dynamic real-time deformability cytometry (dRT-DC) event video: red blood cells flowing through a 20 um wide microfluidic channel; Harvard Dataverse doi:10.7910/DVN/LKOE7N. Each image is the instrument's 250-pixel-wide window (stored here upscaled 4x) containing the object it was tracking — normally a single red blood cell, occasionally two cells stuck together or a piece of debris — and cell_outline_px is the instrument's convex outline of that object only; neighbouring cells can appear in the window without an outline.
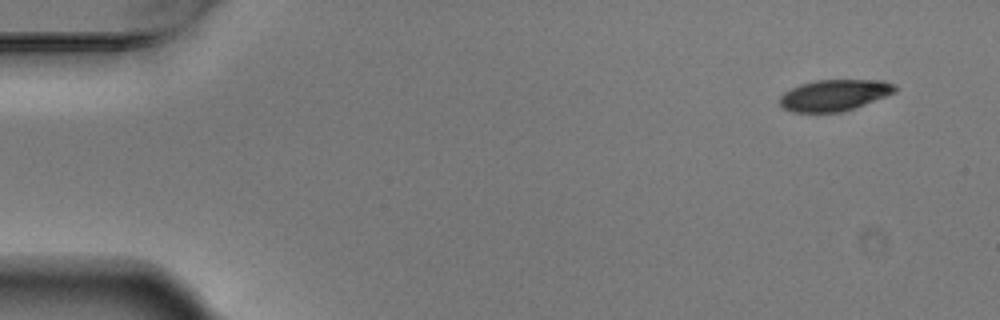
{"species": "Egyptian fruit bat (a non-hibernating species)", "species_latin": "Rousettus aegyptiacus", "temperature_condition": "warm", "stored_images_in_passage": 5, "camera_frame_rate_fps": 3000, "um_per_image_px": 0.085, "animal": {"sex": "male"}, "frame": {"image": 1, "passage_image": 1, "time_ms": 0.0, "image_size_px": [1000, 320], "cell_outline_px": [[896, 92], [852, 108], [840, 112], [792, 112], [784, 108], [780, 104], [780, 96], [784, 92], [800, 84], [816, 80], [884, 80], [896, 84]], "centroid_in_image_um": [70.91, 8.07], "position_along_channel_um": 14.1, "area_um2": 20.81}}
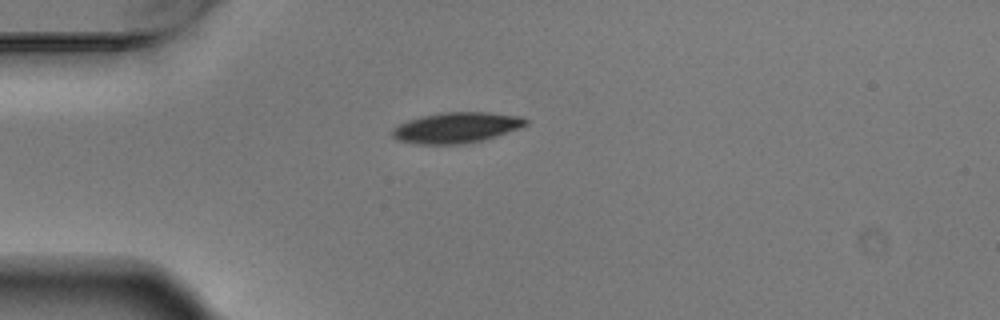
{"frame": {"image": 2, "passage_image": 4, "time_ms": 1.0, "image_size_px": [1000, 320], "cell_outline_px": [[528, 124], [520, 128], [480, 140], [464, 144], [416, 144], [396, 140], [392, 136], [392, 128], [408, 120], [420, 116], [444, 112], [488, 112], [520, 116], [528, 120]], "centroid_in_image_um": [38.76, 10.84], "position_along_channel_um": 46.2, "area_um2": 23.76}}